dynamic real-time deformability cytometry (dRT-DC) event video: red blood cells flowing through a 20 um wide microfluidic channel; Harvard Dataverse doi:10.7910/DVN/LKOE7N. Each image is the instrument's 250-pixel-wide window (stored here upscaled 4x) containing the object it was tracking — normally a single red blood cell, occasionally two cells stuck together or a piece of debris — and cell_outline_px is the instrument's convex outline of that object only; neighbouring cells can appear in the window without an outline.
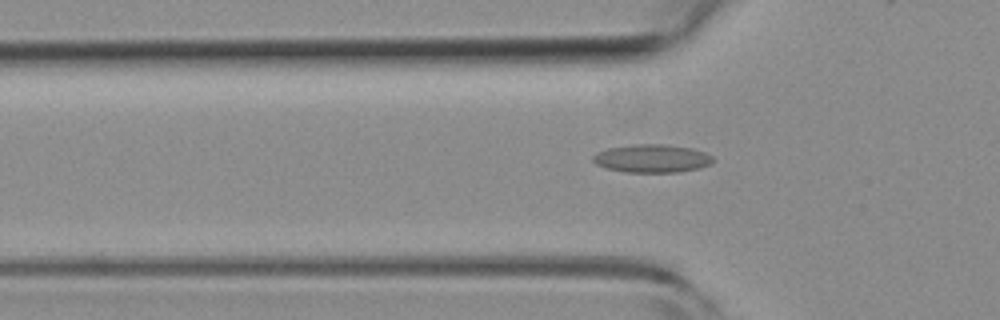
{"species": "common noctule bat (a hibernating species)", "species_latin": "Nyctalus noctula", "temperature_condition": "room temperature", "stored_images_in_passage": 47, "camera_frame_rate_fps": 3000, "um_per_image_px": 0.085, "animal": {"sex": "female", "body_mass_g": 19.3, "forearm_length_mm": 54.1}, "frame": {"image": 1, "passage_image": 17, "time_ms": 5.333, "image_size_px": [1000, 320], "cell_outline_px": [[712, 160], [708, 164], [700, 168], [680, 172], [624, 172], [608, 168], [596, 164], [592, 160], [592, 156], [596, 152], [608, 148], [632, 144], [664, 144], [692, 148], [704, 152], [712, 156]], "centroid_in_image_um": [55.38, 13.46], "position_along_channel_um": 70.4, "area_um2": 19.65}}
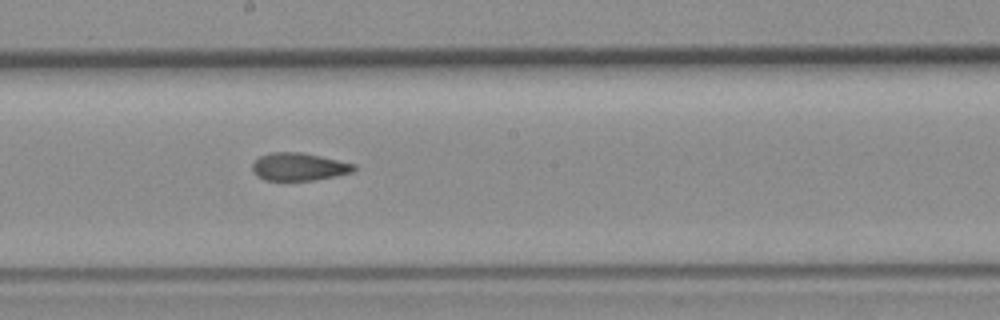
{"frame": {"image": 2, "passage_image": 29, "time_ms": 9.333, "image_size_px": [1000, 320], "cell_outline_px": [[356, 168], [352, 172], [336, 176], [312, 180], [264, 180], [256, 176], [252, 172], [252, 164], [260, 156], [268, 152], [300, 152], [320, 156], [356, 164]], "centroid_in_image_um": [25.38, 14.17], "position_along_channel_um": 222.8, "area_um2": 16.47}}
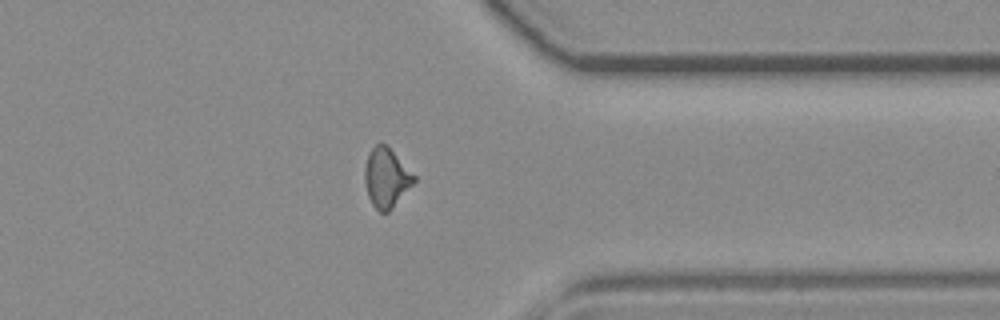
{"frame": {"image": 3, "passage_image": 42, "time_ms": 13.667, "image_size_px": [1000, 320], "cell_outline_px": [[416, 180], [392, 208], [388, 212], [380, 212], [372, 204], [368, 196], [364, 180], [364, 168], [368, 156], [372, 148], [380, 140], [416, 176]], "centroid_in_image_um": [32.82, 15.12], "position_along_channel_um": 378.6, "area_um2": 16.7}, "authors_computed_cell_mechanics": {"area_um2": 17.4556, "velocity_mm_per_s": 3.7826, "shape_relaxation_time_tau1_ms": null, "shape_relaxation_time_tau2_ms": 2.6178, "deformation_change_tau1": null, "deformation_change_tau2": 0.0935}}